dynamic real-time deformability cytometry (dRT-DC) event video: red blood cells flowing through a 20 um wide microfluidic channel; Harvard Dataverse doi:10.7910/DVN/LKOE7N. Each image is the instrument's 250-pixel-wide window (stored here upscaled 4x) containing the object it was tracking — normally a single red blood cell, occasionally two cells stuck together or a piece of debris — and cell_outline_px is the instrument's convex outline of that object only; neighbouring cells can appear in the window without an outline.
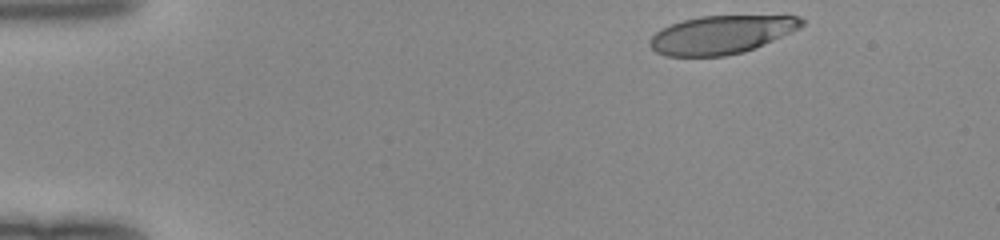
{"species": "human", "species_latin": "Homo sapiens", "temperature_condition": "room temperature", "stored_images_in_passage": 43, "camera_frame_rate_fps": 3000, "um_per_image_px": 0.085, "donor": {"sex": "female"}, "frame": {"image": 1, "passage_image": 1, "time_ms": 0.0, "image_size_px": [1000, 240], "cell_outline_px": [[804, 24], [800, 28], [764, 44], [744, 52], [724, 56], [664, 56], [656, 52], [648, 44], [648, 40], [660, 28], [684, 20], [700, 16], [800, 16], [804, 20]], "centroid_in_image_um": [61.28, 2.95], "position_along_channel_um": 23.7, "area_um2": 33.76}}
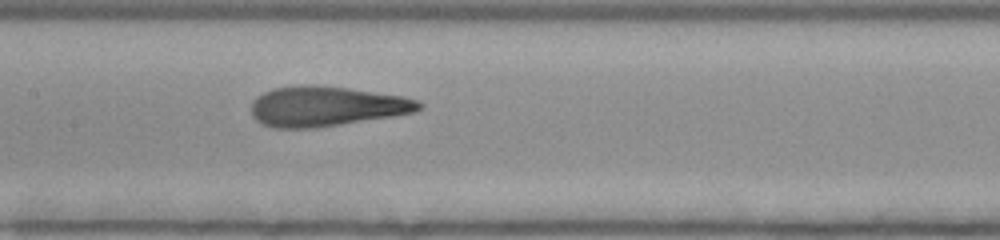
{"frame": {"image": 2, "passage_image": 19, "time_ms": 6.0, "image_size_px": [1000, 240], "cell_outline_px": [[424, 108], [416, 112], [392, 116], [316, 128], [272, 128], [260, 124], [252, 116], [252, 100], [256, 96], [272, 88], [304, 84], [348, 88], [400, 96], [416, 100], [424, 104]], "centroid_in_image_um": [27.69, 9.04], "position_along_channel_um": 179.7, "area_um2": 39.19}}
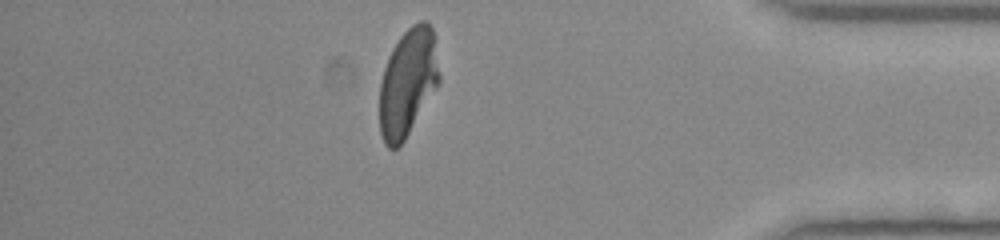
{"frame": {"image": 3, "passage_image": 37, "time_ms": 12.0, "image_size_px": [1000, 240], "cell_outline_px": [[440, 84], [400, 148], [388, 148], [384, 144], [380, 132], [380, 84], [384, 68], [388, 56], [392, 48], [400, 36], [412, 24], [420, 20], [428, 20], [436, 36], [440, 72]], "centroid_in_image_um": [34.7, 7.0], "position_along_channel_um": 400.5, "area_um2": 38.44}}